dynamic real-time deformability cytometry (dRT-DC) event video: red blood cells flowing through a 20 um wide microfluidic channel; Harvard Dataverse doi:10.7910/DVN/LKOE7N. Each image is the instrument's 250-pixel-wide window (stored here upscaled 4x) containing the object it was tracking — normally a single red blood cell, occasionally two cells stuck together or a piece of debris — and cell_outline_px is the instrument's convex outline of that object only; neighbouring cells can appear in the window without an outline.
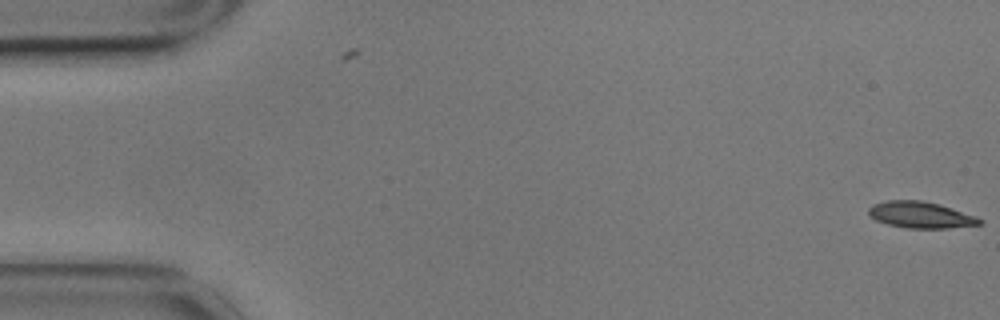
{"species": "common noctule bat (a hibernating species)", "species_latin": "Nyctalus noctula", "temperature_condition": "cold", "stored_images_in_passage": 3, "camera_frame_rate_fps": 3000, "um_per_image_px": 0.085, "animal": {"sex": "male", "body_mass_g": 17.9}, "frame": {"image": 1, "passage_image": 3, "time_ms": 0.667, "image_size_px": [1000, 320], "cell_outline_px": [[984, 224], [948, 228], [908, 228], [888, 224], [876, 220], [868, 216], [868, 208], [872, 204], [884, 200], [920, 200], [940, 204], [976, 216], [984, 220]], "centroid_in_image_um": [78.25, 18.26], "position_along_channel_um": 6.7, "area_um2": 17.28}}